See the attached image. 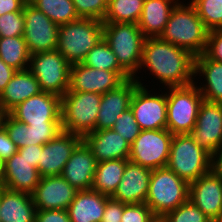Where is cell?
<instances>
[{
	"instance_id": "37",
	"label": "cell",
	"mask_w": 222,
	"mask_h": 222,
	"mask_svg": "<svg viewBox=\"0 0 222 222\" xmlns=\"http://www.w3.org/2000/svg\"><path fill=\"white\" fill-rule=\"evenodd\" d=\"M112 129L115 132L119 133L130 144L134 142L136 137L141 132V129L135 120L131 108L121 113V115L115 121V124Z\"/></svg>"
},
{
	"instance_id": "19",
	"label": "cell",
	"mask_w": 222,
	"mask_h": 222,
	"mask_svg": "<svg viewBox=\"0 0 222 222\" xmlns=\"http://www.w3.org/2000/svg\"><path fill=\"white\" fill-rule=\"evenodd\" d=\"M123 81L115 71L94 69L82 63H76L70 67L68 91L93 92L102 95L116 88Z\"/></svg>"
},
{
	"instance_id": "18",
	"label": "cell",
	"mask_w": 222,
	"mask_h": 222,
	"mask_svg": "<svg viewBox=\"0 0 222 222\" xmlns=\"http://www.w3.org/2000/svg\"><path fill=\"white\" fill-rule=\"evenodd\" d=\"M188 199L212 222L222 214V180L211 171L189 184Z\"/></svg>"
},
{
	"instance_id": "35",
	"label": "cell",
	"mask_w": 222,
	"mask_h": 222,
	"mask_svg": "<svg viewBox=\"0 0 222 222\" xmlns=\"http://www.w3.org/2000/svg\"><path fill=\"white\" fill-rule=\"evenodd\" d=\"M209 31L222 29V0H191Z\"/></svg>"
},
{
	"instance_id": "40",
	"label": "cell",
	"mask_w": 222,
	"mask_h": 222,
	"mask_svg": "<svg viewBox=\"0 0 222 222\" xmlns=\"http://www.w3.org/2000/svg\"><path fill=\"white\" fill-rule=\"evenodd\" d=\"M155 215L145 203L124 204L121 222H151Z\"/></svg>"
},
{
	"instance_id": "4",
	"label": "cell",
	"mask_w": 222,
	"mask_h": 222,
	"mask_svg": "<svg viewBox=\"0 0 222 222\" xmlns=\"http://www.w3.org/2000/svg\"><path fill=\"white\" fill-rule=\"evenodd\" d=\"M103 39L116 55L119 65L138 80L145 37L138 24L103 23Z\"/></svg>"
},
{
	"instance_id": "14",
	"label": "cell",
	"mask_w": 222,
	"mask_h": 222,
	"mask_svg": "<svg viewBox=\"0 0 222 222\" xmlns=\"http://www.w3.org/2000/svg\"><path fill=\"white\" fill-rule=\"evenodd\" d=\"M190 134L210 154L219 150L222 147V103L203 100Z\"/></svg>"
},
{
	"instance_id": "11",
	"label": "cell",
	"mask_w": 222,
	"mask_h": 222,
	"mask_svg": "<svg viewBox=\"0 0 222 222\" xmlns=\"http://www.w3.org/2000/svg\"><path fill=\"white\" fill-rule=\"evenodd\" d=\"M23 38L30 55L57 49L59 25L51 21L31 3L23 8Z\"/></svg>"
},
{
	"instance_id": "48",
	"label": "cell",
	"mask_w": 222,
	"mask_h": 222,
	"mask_svg": "<svg viewBox=\"0 0 222 222\" xmlns=\"http://www.w3.org/2000/svg\"><path fill=\"white\" fill-rule=\"evenodd\" d=\"M210 171L222 180V147L211 154Z\"/></svg>"
},
{
	"instance_id": "3",
	"label": "cell",
	"mask_w": 222,
	"mask_h": 222,
	"mask_svg": "<svg viewBox=\"0 0 222 222\" xmlns=\"http://www.w3.org/2000/svg\"><path fill=\"white\" fill-rule=\"evenodd\" d=\"M103 39V22L79 18L59 26L57 51L71 64L82 63L88 52Z\"/></svg>"
},
{
	"instance_id": "20",
	"label": "cell",
	"mask_w": 222,
	"mask_h": 222,
	"mask_svg": "<svg viewBox=\"0 0 222 222\" xmlns=\"http://www.w3.org/2000/svg\"><path fill=\"white\" fill-rule=\"evenodd\" d=\"M98 162L82 140L66 162L61 176L77 190L92 188Z\"/></svg>"
},
{
	"instance_id": "30",
	"label": "cell",
	"mask_w": 222,
	"mask_h": 222,
	"mask_svg": "<svg viewBox=\"0 0 222 222\" xmlns=\"http://www.w3.org/2000/svg\"><path fill=\"white\" fill-rule=\"evenodd\" d=\"M128 161V159H114L99 162L91 189L111 197L122 180Z\"/></svg>"
},
{
	"instance_id": "39",
	"label": "cell",
	"mask_w": 222,
	"mask_h": 222,
	"mask_svg": "<svg viewBox=\"0 0 222 222\" xmlns=\"http://www.w3.org/2000/svg\"><path fill=\"white\" fill-rule=\"evenodd\" d=\"M23 12H9L0 16V37L23 36Z\"/></svg>"
},
{
	"instance_id": "8",
	"label": "cell",
	"mask_w": 222,
	"mask_h": 222,
	"mask_svg": "<svg viewBox=\"0 0 222 222\" xmlns=\"http://www.w3.org/2000/svg\"><path fill=\"white\" fill-rule=\"evenodd\" d=\"M167 89L166 129L173 135L190 134L196 125L199 108L204 100L197 83Z\"/></svg>"
},
{
	"instance_id": "29",
	"label": "cell",
	"mask_w": 222,
	"mask_h": 222,
	"mask_svg": "<svg viewBox=\"0 0 222 222\" xmlns=\"http://www.w3.org/2000/svg\"><path fill=\"white\" fill-rule=\"evenodd\" d=\"M196 77H203L206 84L198 86L204 100L222 103V63L209 59L204 53L195 56Z\"/></svg>"
},
{
	"instance_id": "10",
	"label": "cell",
	"mask_w": 222,
	"mask_h": 222,
	"mask_svg": "<svg viewBox=\"0 0 222 222\" xmlns=\"http://www.w3.org/2000/svg\"><path fill=\"white\" fill-rule=\"evenodd\" d=\"M172 137L167 129L141 130L130 145L128 160L150 170L166 167Z\"/></svg>"
},
{
	"instance_id": "21",
	"label": "cell",
	"mask_w": 222,
	"mask_h": 222,
	"mask_svg": "<svg viewBox=\"0 0 222 222\" xmlns=\"http://www.w3.org/2000/svg\"><path fill=\"white\" fill-rule=\"evenodd\" d=\"M151 174L149 168L128 161L122 180L111 197L124 204L145 203Z\"/></svg>"
},
{
	"instance_id": "16",
	"label": "cell",
	"mask_w": 222,
	"mask_h": 222,
	"mask_svg": "<svg viewBox=\"0 0 222 222\" xmlns=\"http://www.w3.org/2000/svg\"><path fill=\"white\" fill-rule=\"evenodd\" d=\"M78 190L61 175L41 177L31 194L37 210H67Z\"/></svg>"
},
{
	"instance_id": "47",
	"label": "cell",
	"mask_w": 222,
	"mask_h": 222,
	"mask_svg": "<svg viewBox=\"0 0 222 222\" xmlns=\"http://www.w3.org/2000/svg\"><path fill=\"white\" fill-rule=\"evenodd\" d=\"M16 72L15 69L8 66L1 58H0V94L5 89L12 76Z\"/></svg>"
},
{
	"instance_id": "50",
	"label": "cell",
	"mask_w": 222,
	"mask_h": 222,
	"mask_svg": "<svg viewBox=\"0 0 222 222\" xmlns=\"http://www.w3.org/2000/svg\"><path fill=\"white\" fill-rule=\"evenodd\" d=\"M7 112L0 105V128L3 126V121Z\"/></svg>"
},
{
	"instance_id": "2",
	"label": "cell",
	"mask_w": 222,
	"mask_h": 222,
	"mask_svg": "<svg viewBox=\"0 0 222 222\" xmlns=\"http://www.w3.org/2000/svg\"><path fill=\"white\" fill-rule=\"evenodd\" d=\"M208 34L194 5L180 1L173 7L160 38L198 56L205 52Z\"/></svg>"
},
{
	"instance_id": "7",
	"label": "cell",
	"mask_w": 222,
	"mask_h": 222,
	"mask_svg": "<svg viewBox=\"0 0 222 222\" xmlns=\"http://www.w3.org/2000/svg\"><path fill=\"white\" fill-rule=\"evenodd\" d=\"M189 184L170 168L152 170L145 204L155 216H164L188 200Z\"/></svg>"
},
{
	"instance_id": "52",
	"label": "cell",
	"mask_w": 222,
	"mask_h": 222,
	"mask_svg": "<svg viewBox=\"0 0 222 222\" xmlns=\"http://www.w3.org/2000/svg\"><path fill=\"white\" fill-rule=\"evenodd\" d=\"M33 0H25L26 3H31Z\"/></svg>"
},
{
	"instance_id": "33",
	"label": "cell",
	"mask_w": 222,
	"mask_h": 222,
	"mask_svg": "<svg viewBox=\"0 0 222 222\" xmlns=\"http://www.w3.org/2000/svg\"><path fill=\"white\" fill-rule=\"evenodd\" d=\"M144 0H108L103 23L137 24L142 13Z\"/></svg>"
},
{
	"instance_id": "17",
	"label": "cell",
	"mask_w": 222,
	"mask_h": 222,
	"mask_svg": "<svg viewBox=\"0 0 222 222\" xmlns=\"http://www.w3.org/2000/svg\"><path fill=\"white\" fill-rule=\"evenodd\" d=\"M138 86L139 83L131 77L102 94L96 130L112 129L121 113L130 108L132 96Z\"/></svg>"
},
{
	"instance_id": "42",
	"label": "cell",
	"mask_w": 222,
	"mask_h": 222,
	"mask_svg": "<svg viewBox=\"0 0 222 222\" xmlns=\"http://www.w3.org/2000/svg\"><path fill=\"white\" fill-rule=\"evenodd\" d=\"M124 212V203L109 197L106 201L105 210L101 222H121Z\"/></svg>"
},
{
	"instance_id": "36",
	"label": "cell",
	"mask_w": 222,
	"mask_h": 222,
	"mask_svg": "<svg viewBox=\"0 0 222 222\" xmlns=\"http://www.w3.org/2000/svg\"><path fill=\"white\" fill-rule=\"evenodd\" d=\"M167 222H212L189 199L163 216Z\"/></svg>"
},
{
	"instance_id": "22",
	"label": "cell",
	"mask_w": 222,
	"mask_h": 222,
	"mask_svg": "<svg viewBox=\"0 0 222 222\" xmlns=\"http://www.w3.org/2000/svg\"><path fill=\"white\" fill-rule=\"evenodd\" d=\"M82 140L90 148L98 163L129 158L131 144L113 129L90 132Z\"/></svg>"
},
{
	"instance_id": "5",
	"label": "cell",
	"mask_w": 222,
	"mask_h": 222,
	"mask_svg": "<svg viewBox=\"0 0 222 222\" xmlns=\"http://www.w3.org/2000/svg\"><path fill=\"white\" fill-rule=\"evenodd\" d=\"M211 154L191 134H174L167 167L188 184L210 172Z\"/></svg>"
},
{
	"instance_id": "25",
	"label": "cell",
	"mask_w": 222,
	"mask_h": 222,
	"mask_svg": "<svg viewBox=\"0 0 222 222\" xmlns=\"http://www.w3.org/2000/svg\"><path fill=\"white\" fill-rule=\"evenodd\" d=\"M36 211L31 194L0 186L1 222H35Z\"/></svg>"
},
{
	"instance_id": "38",
	"label": "cell",
	"mask_w": 222,
	"mask_h": 222,
	"mask_svg": "<svg viewBox=\"0 0 222 222\" xmlns=\"http://www.w3.org/2000/svg\"><path fill=\"white\" fill-rule=\"evenodd\" d=\"M80 18H92L103 21L108 0H72Z\"/></svg>"
},
{
	"instance_id": "6",
	"label": "cell",
	"mask_w": 222,
	"mask_h": 222,
	"mask_svg": "<svg viewBox=\"0 0 222 222\" xmlns=\"http://www.w3.org/2000/svg\"><path fill=\"white\" fill-rule=\"evenodd\" d=\"M101 98L99 93L67 91L61 97L62 129L82 138L96 131Z\"/></svg>"
},
{
	"instance_id": "27",
	"label": "cell",
	"mask_w": 222,
	"mask_h": 222,
	"mask_svg": "<svg viewBox=\"0 0 222 222\" xmlns=\"http://www.w3.org/2000/svg\"><path fill=\"white\" fill-rule=\"evenodd\" d=\"M40 92L39 82L29 69L16 71L0 94V105L9 113L19 103Z\"/></svg>"
},
{
	"instance_id": "31",
	"label": "cell",
	"mask_w": 222,
	"mask_h": 222,
	"mask_svg": "<svg viewBox=\"0 0 222 222\" xmlns=\"http://www.w3.org/2000/svg\"><path fill=\"white\" fill-rule=\"evenodd\" d=\"M0 58L16 71L29 69L30 53L23 36L0 37Z\"/></svg>"
},
{
	"instance_id": "53",
	"label": "cell",
	"mask_w": 222,
	"mask_h": 222,
	"mask_svg": "<svg viewBox=\"0 0 222 222\" xmlns=\"http://www.w3.org/2000/svg\"><path fill=\"white\" fill-rule=\"evenodd\" d=\"M217 222H222V214L220 216V219Z\"/></svg>"
},
{
	"instance_id": "13",
	"label": "cell",
	"mask_w": 222,
	"mask_h": 222,
	"mask_svg": "<svg viewBox=\"0 0 222 222\" xmlns=\"http://www.w3.org/2000/svg\"><path fill=\"white\" fill-rule=\"evenodd\" d=\"M9 114L26 125L62 124L61 97L41 91L19 103Z\"/></svg>"
},
{
	"instance_id": "51",
	"label": "cell",
	"mask_w": 222,
	"mask_h": 222,
	"mask_svg": "<svg viewBox=\"0 0 222 222\" xmlns=\"http://www.w3.org/2000/svg\"><path fill=\"white\" fill-rule=\"evenodd\" d=\"M151 222H167L162 216H155Z\"/></svg>"
},
{
	"instance_id": "24",
	"label": "cell",
	"mask_w": 222,
	"mask_h": 222,
	"mask_svg": "<svg viewBox=\"0 0 222 222\" xmlns=\"http://www.w3.org/2000/svg\"><path fill=\"white\" fill-rule=\"evenodd\" d=\"M18 152L4 163V174L0 186L9 190L32 194L39 184L41 176L36 167Z\"/></svg>"
},
{
	"instance_id": "44",
	"label": "cell",
	"mask_w": 222,
	"mask_h": 222,
	"mask_svg": "<svg viewBox=\"0 0 222 222\" xmlns=\"http://www.w3.org/2000/svg\"><path fill=\"white\" fill-rule=\"evenodd\" d=\"M18 152L17 145L13 143L4 126L0 128V158L6 161Z\"/></svg>"
},
{
	"instance_id": "12",
	"label": "cell",
	"mask_w": 222,
	"mask_h": 222,
	"mask_svg": "<svg viewBox=\"0 0 222 222\" xmlns=\"http://www.w3.org/2000/svg\"><path fill=\"white\" fill-rule=\"evenodd\" d=\"M139 86L135 89L131 99L130 108L141 130L166 129L167 124V99L163 94L147 90L146 85L136 80ZM158 94V95H157Z\"/></svg>"
},
{
	"instance_id": "28",
	"label": "cell",
	"mask_w": 222,
	"mask_h": 222,
	"mask_svg": "<svg viewBox=\"0 0 222 222\" xmlns=\"http://www.w3.org/2000/svg\"><path fill=\"white\" fill-rule=\"evenodd\" d=\"M178 1L180 0H144L137 24L145 38L160 37Z\"/></svg>"
},
{
	"instance_id": "41",
	"label": "cell",
	"mask_w": 222,
	"mask_h": 222,
	"mask_svg": "<svg viewBox=\"0 0 222 222\" xmlns=\"http://www.w3.org/2000/svg\"><path fill=\"white\" fill-rule=\"evenodd\" d=\"M204 54L209 59L222 63V29L209 31Z\"/></svg>"
},
{
	"instance_id": "26",
	"label": "cell",
	"mask_w": 222,
	"mask_h": 222,
	"mask_svg": "<svg viewBox=\"0 0 222 222\" xmlns=\"http://www.w3.org/2000/svg\"><path fill=\"white\" fill-rule=\"evenodd\" d=\"M110 196L93 189L78 190L67 211L71 222H101Z\"/></svg>"
},
{
	"instance_id": "43",
	"label": "cell",
	"mask_w": 222,
	"mask_h": 222,
	"mask_svg": "<svg viewBox=\"0 0 222 222\" xmlns=\"http://www.w3.org/2000/svg\"><path fill=\"white\" fill-rule=\"evenodd\" d=\"M35 222H71L67 210H37Z\"/></svg>"
},
{
	"instance_id": "32",
	"label": "cell",
	"mask_w": 222,
	"mask_h": 222,
	"mask_svg": "<svg viewBox=\"0 0 222 222\" xmlns=\"http://www.w3.org/2000/svg\"><path fill=\"white\" fill-rule=\"evenodd\" d=\"M82 64L94 69L115 71L123 80L131 78L119 65L116 55L104 39L88 52Z\"/></svg>"
},
{
	"instance_id": "15",
	"label": "cell",
	"mask_w": 222,
	"mask_h": 222,
	"mask_svg": "<svg viewBox=\"0 0 222 222\" xmlns=\"http://www.w3.org/2000/svg\"><path fill=\"white\" fill-rule=\"evenodd\" d=\"M82 141V137L70 132L61 131L56 137L42 145L38 162L41 177L61 175L73 150Z\"/></svg>"
},
{
	"instance_id": "45",
	"label": "cell",
	"mask_w": 222,
	"mask_h": 222,
	"mask_svg": "<svg viewBox=\"0 0 222 222\" xmlns=\"http://www.w3.org/2000/svg\"><path fill=\"white\" fill-rule=\"evenodd\" d=\"M18 153L23 156L33 167L38 169L40 154L42 153V145H29L18 149Z\"/></svg>"
},
{
	"instance_id": "49",
	"label": "cell",
	"mask_w": 222,
	"mask_h": 222,
	"mask_svg": "<svg viewBox=\"0 0 222 222\" xmlns=\"http://www.w3.org/2000/svg\"><path fill=\"white\" fill-rule=\"evenodd\" d=\"M4 163H5V161L0 158V185L2 184V180H3Z\"/></svg>"
},
{
	"instance_id": "9",
	"label": "cell",
	"mask_w": 222,
	"mask_h": 222,
	"mask_svg": "<svg viewBox=\"0 0 222 222\" xmlns=\"http://www.w3.org/2000/svg\"><path fill=\"white\" fill-rule=\"evenodd\" d=\"M71 64L57 50L30 55L29 70L42 92L62 97L69 89Z\"/></svg>"
},
{
	"instance_id": "1",
	"label": "cell",
	"mask_w": 222,
	"mask_h": 222,
	"mask_svg": "<svg viewBox=\"0 0 222 222\" xmlns=\"http://www.w3.org/2000/svg\"><path fill=\"white\" fill-rule=\"evenodd\" d=\"M142 67H147L166 88L188 86L195 82V56L160 37L145 38L139 70Z\"/></svg>"
},
{
	"instance_id": "46",
	"label": "cell",
	"mask_w": 222,
	"mask_h": 222,
	"mask_svg": "<svg viewBox=\"0 0 222 222\" xmlns=\"http://www.w3.org/2000/svg\"><path fill=\"white\" fill-rule=\"evenodd\" d=\"M25 0H0V16L9 12H23Z\"/></svg>"
},
{
	"instance_id": "23",
	"label": "cell",
	"mask_w": 222,
	"mask_h": 222,
	"mask_svg": "<svg viewBox=\"0 0 222 222\" xmlns=\"http://www.w3.org/2000/svg\"><path fill=\"white\" fill-rule=\"evenodd\" d=\"M3 126L18 149L29 145H44L63 131L62 124L26 125L9 113L5 115Z\"/></svg>"
},
{
	"instance_id": "34",
	"label": "cell",
	"mask_w": 222,
	"mask_h": 222,
	"mask_svg": "<svg viewBox=\"0 0 222 222\" xmlns=\"http://www.w3.org/2000/svg\"><path fill=\"white\" fill-rule=\"evenodd\" d=\"M31 4L59 26L80 18L72 0H33Z\"/></svg>"
}]
</instances>
